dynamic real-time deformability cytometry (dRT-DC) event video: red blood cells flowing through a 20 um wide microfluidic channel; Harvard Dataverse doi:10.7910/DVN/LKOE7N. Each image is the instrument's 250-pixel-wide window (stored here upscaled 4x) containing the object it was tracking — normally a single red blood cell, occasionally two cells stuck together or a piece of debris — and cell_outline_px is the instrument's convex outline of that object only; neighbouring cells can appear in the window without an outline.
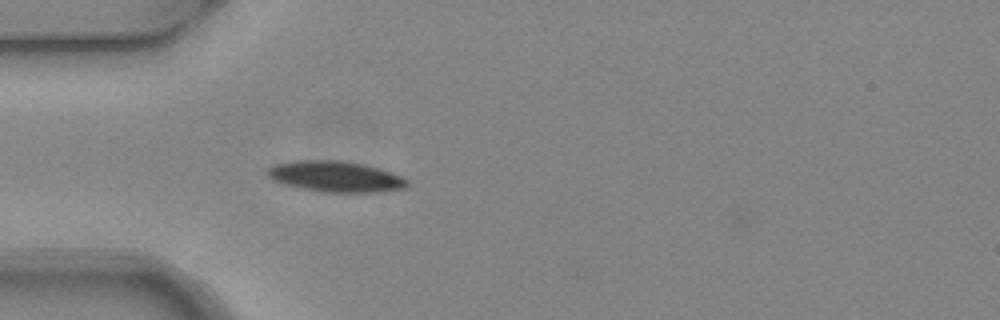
{"species": "common noctule bat (a hibernating species)", "species_latin": "Nyctalus noctula", "temperature_condition": "warm", "stored_images_in_passage": 2, "camera_frame_rate_fps": 3000, "um_per_image_px": 0.085, "animal": {"sex": "female", "body_mass_g": 24.6, "forearm_length_mm": 56.2}, "frame": {"image": 1, "passage_image": 2, "time_ms": 0.333, "image_size_px": [1000, 320], "cell_outline_px": [[408, 188], [380, 192], [320, 192], [300, 188], [284, 184], [272, 180], [268, 176], [268, 168], [272, 164], [296, 160], [340, 160], [364, 164], [392, 172], [408, 180]], "centroid_in_image_um": [28.52, 15.01], "position_along_channel_um": 56.5, "area_um2": 25.37}}